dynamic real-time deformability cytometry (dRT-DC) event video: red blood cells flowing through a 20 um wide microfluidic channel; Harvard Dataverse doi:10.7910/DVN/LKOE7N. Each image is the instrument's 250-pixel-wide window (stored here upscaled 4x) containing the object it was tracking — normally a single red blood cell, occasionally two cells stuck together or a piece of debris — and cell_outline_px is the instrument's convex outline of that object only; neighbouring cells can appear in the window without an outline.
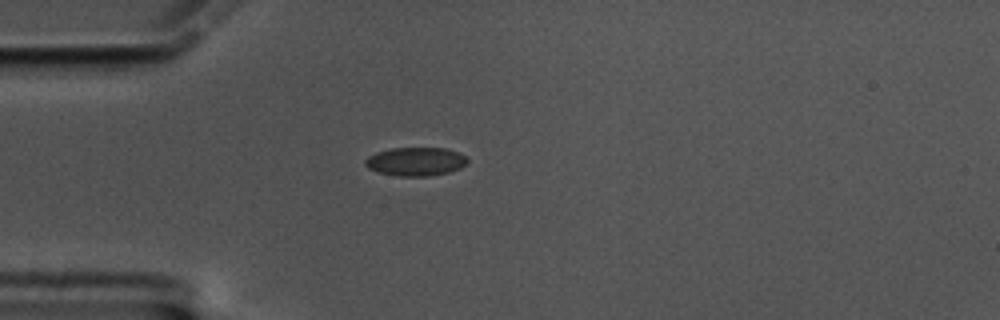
{"species": "common noctule bat (a hibernating species)", "species_latin": "Nyctalus noctula", "temperature_condition": "cold", "stored_images_in_passage": 44, "camera_frame_rate_fps": 3000, "um_per_image_px": 0.085, "animal": {"sex": "male", "body_mass_g": 17.5, "forearm_length_mm": 52.3}, "frame": {"image": 1, "passage_image": 1, "time_ms": 0.0, "image_size_px": [1000, 320], "cell_outline_px": [[468, 160], [460, 168], [448, 172], [428, 176], [396, 176], [376, 172], [368, 168], [364, 164], [364, 160], [368, 156], [376, 152], [392, 148], [444, 148], [456, 152], [464, 156]], "centroid_in_image_um": [35.26, 13.74], "position_along_channel_um": 49.7, "area_um2": 16.94}}
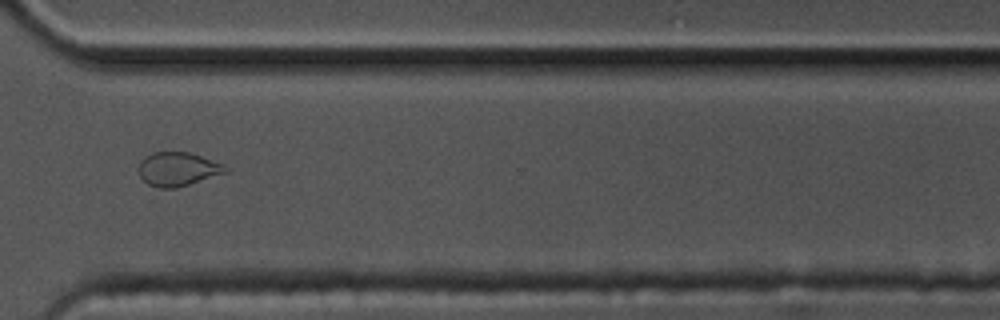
{"frame": {"image": 2, "passage_image": 29, "time_ms": 9.333, "image_size_px": [1000, 320], "cell_outline_px": [[228, 172], [176, 188], [156, 188], [148, 184], [140, 176], [136, 168], [140, 160], [144, 156], [152, 152], [188, 152], [224, 164], [228, 168]], "centroid_in_image_um": [15.06, 14.37], "position_along_channel_um": 355.5, "area_um2": 17.28}}
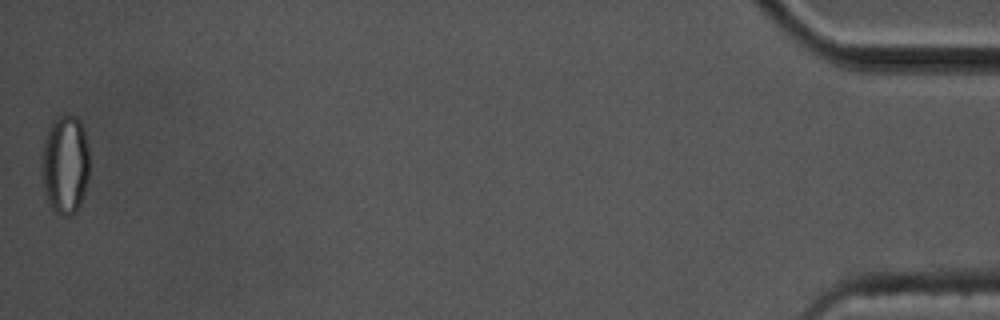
{"frame": {"image": 3, "passage_image": 44, "time_ms": 14.333, "image_size_px": [1000, 320], "cell_outline_px": [[88, 180], [80, 204], [76, 212], [72, 216], [64, 216], [56, 212], [52, 208], [44, 192], [40, 172], [40, 156], [44, 140], [48, 128], [52, 120], [64, 112], [76, 116], [80, 120], [84, 132], [88, 148]], "centroid_in_image_um": [5.5, 13.95], "position_along_channel_um": 429.7, "area_um2": 28.26}, "authors_computed_cell_mechanics": {"area_um2": 17.0221, "velocity_mm_per_s": 3.3911, "shape_relaxation_time_tau1_ms": 6.7146, "shape_relaxation_time_tau2_ms": 2.2977, "deformation_change_tau1": 0.1188, "deformation_change_tau2": 0.0601}}